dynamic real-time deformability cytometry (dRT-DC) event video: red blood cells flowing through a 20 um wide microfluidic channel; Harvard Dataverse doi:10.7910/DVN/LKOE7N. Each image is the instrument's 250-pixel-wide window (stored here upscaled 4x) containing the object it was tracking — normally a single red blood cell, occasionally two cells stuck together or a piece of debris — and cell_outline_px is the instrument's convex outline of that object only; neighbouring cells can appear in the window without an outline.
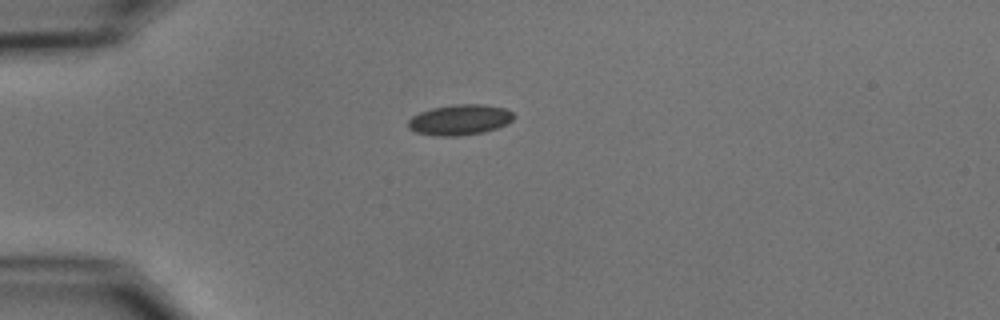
{"species": "common noctule bat (a hibernating species)", "species_latin": "Nyctalus noctula", "temperature_condition": "cold", "stored_images_in_passage": 5, "camera_frame_rate_fps": 3000, "um_per_image_px": 0.085, "animal": {"sex": "male", "body_mass_g": 15.6}, "frame": {"image": 1, "passage_image": 5, "time_ms": 5.667, "image_size_px": [1000, 320], "cell_outline_px": [[516, 116], [508, 124], [484, 132], [456, 136], [440, 136], [416, 132], [408, 128], [408, 120], [412, 116], [420, 112], [432, 108], [452, 104], [484, 104], [504, 108], [512, 112]], "centroid_in_image_um": [39.1, 10.17], "position_along_channel_um": 45.9, "area_um2": 18.84}}